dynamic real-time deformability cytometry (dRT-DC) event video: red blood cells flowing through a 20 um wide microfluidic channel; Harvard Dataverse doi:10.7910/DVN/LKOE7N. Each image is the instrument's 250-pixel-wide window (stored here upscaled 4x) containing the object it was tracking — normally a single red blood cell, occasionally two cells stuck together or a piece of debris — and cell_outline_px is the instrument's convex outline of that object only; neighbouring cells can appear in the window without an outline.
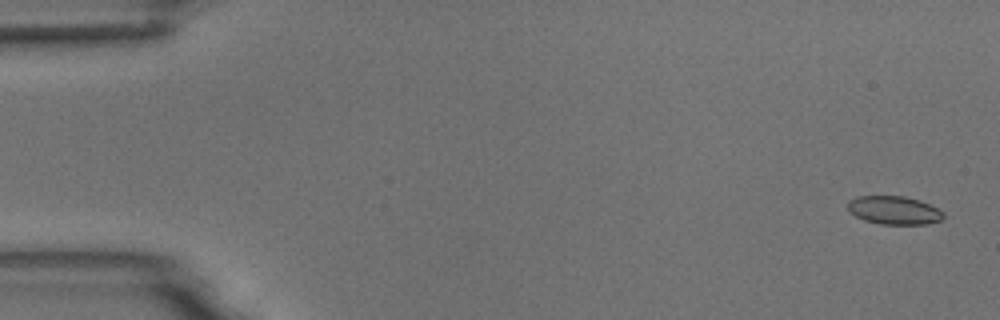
{"species": "common noctule bat (a hibernating species)", "species_latin": "Nyctalus noctula", "temperature_condition": "room temperature", "stored_images_in_passage": 55, "camera_frame_rate_fps": 3000, "um_per_image_px": 0.085, "animal": {"sex": "male", "body_mass_g": 18.8}, "frame": {"image": 1, "passage_image": 2, "time_ms": 0.333, "image_size_px": [1000, 320], "cell_outline_px": [[944, 216], [940, 220], [928, 224], [880, 224], [864, 220], [848, 212], [848, 200], [860, 196], [904, 196], [920, 200], [944, 212]], "centroid_in_image_um": [75.98, 17.87], "position_along_channel_um": 9.0, "area_um2": 15.78}}
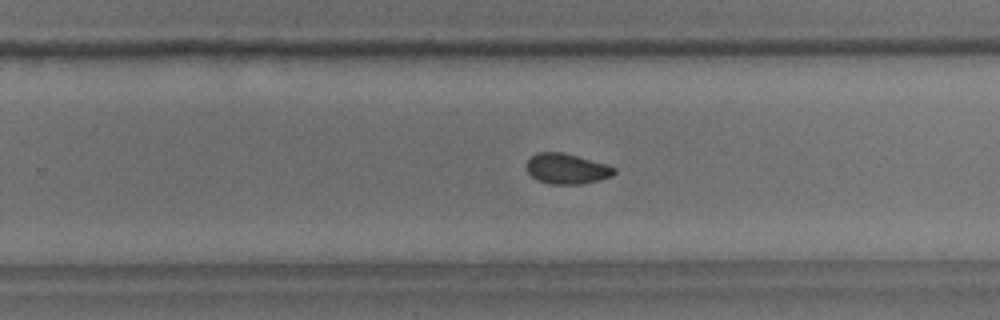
{"frame": {"image": 2, "passage_image": 35, "time_ms": 11.333, "image_size_px": [1000, 320], "cell_outline_px": [[616, 172], [612, 176], [600, 180], [580, 184], [552, 184], [536, 180], [528, 172], [528, 160], [536, 152], [564, 152], [608, 164], [616, 168]], "centroid_in_image_um": [48.22, 14.34], "position_along_channel_um": 281.6, "area_um2": 15.61}}
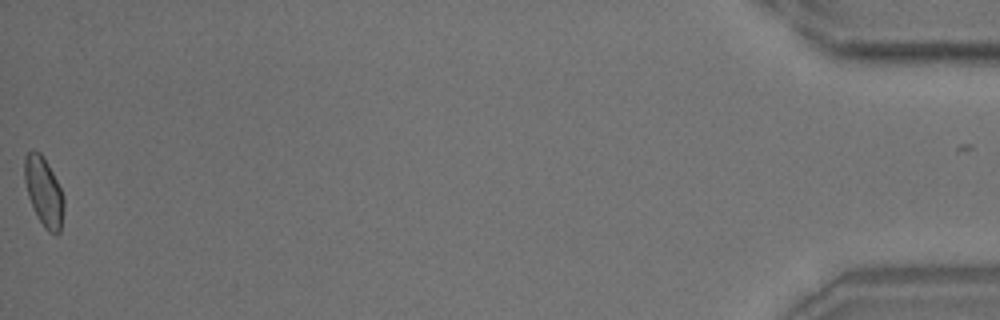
{"frame": {"image": 3, "passage_image": 55, "time_ms": 18.0, "image_size_px": [1000, 320], "cell_outline_px": [[64, 208], [60, 232], [56, 236], [48, 232], [44, 228], [28, 196], [24, 180], [24, 156], [32, 148], [40, 152], [48, 164], [64, 196]], "centroid_in_image_um": [3.72, 16.29], "position_along_channel_um": 431.5, "area_um2": 15.84}, "authors_computed_cell_mechanics": {"area_um2": 15.8372, "velocity_mm_per_s": 3.7178, "shape_relaxation_time_tau1_ms": 5.809, "shape_relaxation_time_tau2_ms": 1.8925, "deformation_change_tau1": 0.0952, "deformation_change_tau2": 0.0567}}